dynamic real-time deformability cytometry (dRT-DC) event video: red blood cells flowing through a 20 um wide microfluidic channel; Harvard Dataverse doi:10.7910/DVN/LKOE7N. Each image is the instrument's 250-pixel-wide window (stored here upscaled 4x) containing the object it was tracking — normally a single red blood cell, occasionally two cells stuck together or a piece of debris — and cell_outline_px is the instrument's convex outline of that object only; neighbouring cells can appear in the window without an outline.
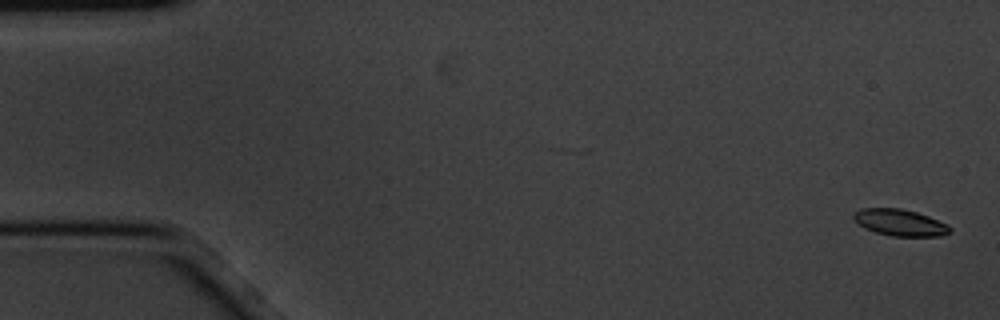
{"species": "common noctule bat (a hibernating species)", "species_latin": "Nyctalus noctula", "temperature_condition": "cold", "stored_images_in_passage": 15, "camera_frame_rate_fps": 3000, "um_per_image_px": 0.085, "animal": {"sex": "male", "body_mass_g": 20.1, "forearm_length_mm": 53.5}, "frame": {"image": 1, "passage_image": 1, "time_ms": 0.0, "image_size_px": [1000, 320], "cell_outline_px": [[952, 232], [940, 236], [892, 236], [876, 232], [864, 228], [852, 216], [860, 208], [900, 208], [916, 212], [928, 216], [948, 224], [952, 228]], "centroid_in_image_um": [76.54, 18.92], "position_along_channel_um": 8.5, "area_um2": 14.85}}
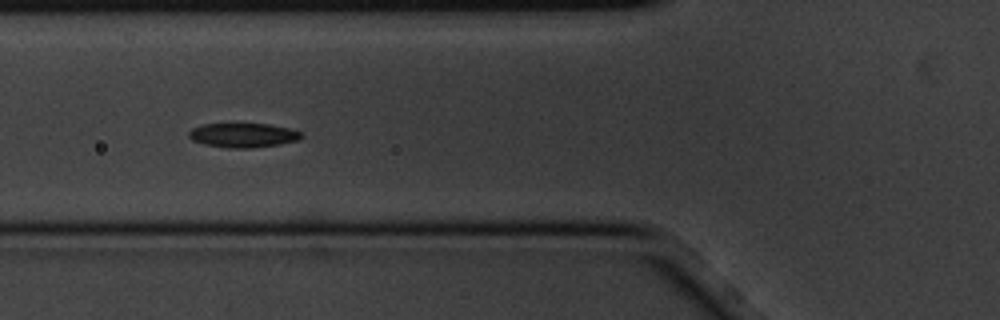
{"frame": {"image": 2, "passage_image": 6, "time_ms": 1.667, "image_size_px": [1000, 320], "cell_outline_px": [[304, 136], [296, 140], [280, 144], [252, 148], [228, 148], [204, 144], [192, 140], [188, 136], [188, 132], [192, 128], [204, 124], [268, 124], [288, 128], [300, 132]], "centroid_in_image_um": [20.64, 11.5], "position_along_channel_um": 105.2, "area_um2": 15.84}}
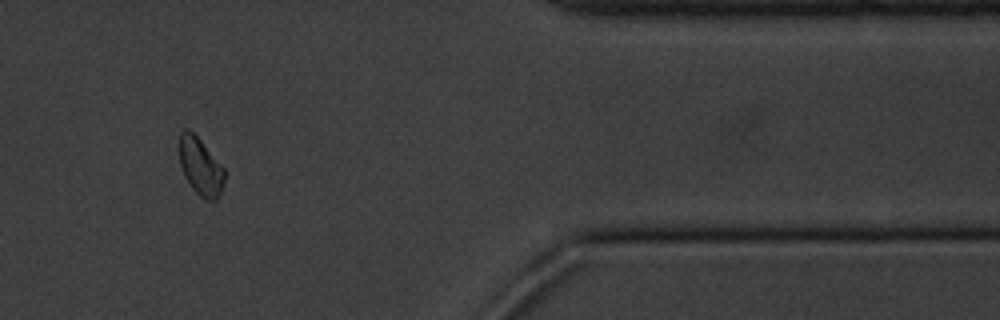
{"frame": {"image": 3, "passage_image": 13, "time_ms": 4.0, "image_size_px": [1000, 320], "cell_outline_px": [[224, 180], [220, 196], [216, 200], [204, 200], [192, 188], [184, 176], [180, 164], [180, 132], [184, 128], [188, 128], [200, 140], [224, 168]], "centroid_in_image_um": [17.04, 14.18], "position_along_channel_um": 394.4, "area_um2": 14.97}}